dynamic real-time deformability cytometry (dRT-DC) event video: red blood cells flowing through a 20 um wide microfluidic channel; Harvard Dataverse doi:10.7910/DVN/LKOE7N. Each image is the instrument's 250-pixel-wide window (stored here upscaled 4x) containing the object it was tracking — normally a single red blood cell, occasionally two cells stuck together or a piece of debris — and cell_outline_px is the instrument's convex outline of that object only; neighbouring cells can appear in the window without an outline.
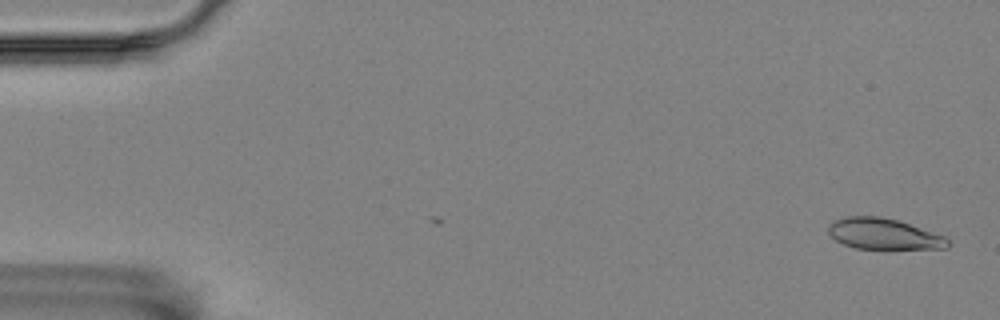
{"species": "Egyptian fruit bat (a non-hibernating species)", "species_latin": "Rousettus aegyptiacus", "temperature_condition": "room temperature", "stored_images_in_passage": 4, "camera_frame_rate_fps": 3000, "um_per_image_px": 0.085, "animal": {"sex": "female"}, "frame": {"image": 1, "passage_image": 4, "time_ms": 1.0, "image_size_px": [1000, 320], "cell_outline_px": [[948, 248], [856, 248], [844, 244], [836, 240], [828, 232], [828, 228], [836, 220], [848, 216], [880, 216], [896, 220], [944, 236], [948, 240]], "centroid_in_image_um": [75.09, 19.88], "position_along_channel_um": 9.9, "area_um2": 20.87}}